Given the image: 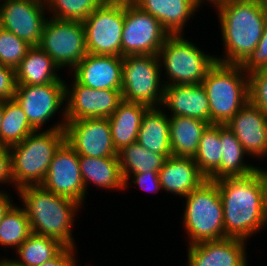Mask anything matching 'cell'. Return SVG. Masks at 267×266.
<instances>
[{
	"label": "cell",
	"mask_w": 267,
	"mask_h": 266,
	"mask_svg": "<svg viewBox=\"0 0 267 266\" xmlns=\"http://www.w3.org/2000/svg\"><path fill=\"white\" fill-rule=\"evenodd\" d=\"M162 70L158 55L123 57L122 99L149 107H160L165 87L161 79Z\"/></svg>",
	"instance_id": "cell-8"
},
{
	"label": "cell",
	"mask_w": 267,
	"mask_h": 266,
	"mask_svg": "<svg viewBox=\"0 0 267 266\" xmlns=\"http://www.w3.org/2000/svg\"><path fill=\"white\" fill-rule=\"evenodd\" d=\"M209 125V122L197 118L169 116L172 156L194 158L202 134Z\"/></svg>",
	"instance_id": "cell-28"
},
{
	"label": "cell",
	"mask_w": 267,
	"mask_h": 266,
	"mask_svg": "<svg viewBox=\"0 0 267 266\" xmlns=\"http://www.w3.org/2000/svg\"><path fill=\"white\" fill-rule=\"evenodd\" d=\"M6 191H0V222L5 216V214L10 210V208L14 205L12 204V200Z\"/></svg>",
	"instance_id": "cell-42"
},
{
	"label": "cell",
	"mask_w": 267,
	"mask_h": 266,
	"mask_svg": "<svg viewBox=\"0 0 267 266\" xmlns=\"http://www.w3.org/2000/svg\"><path fill=\"white\" fill-rule=\"evenodd\" d=\"M225 125L249 156H267V117L259 108L247 102Z\"/></svg>",
	"instance_id": "cell-17"
},
{
	"label": "cell",
	"mask_w": 267,
	"mask_h": 266,
	"mask_svg": "<svg viewBox=\"0 0 267 266\" xmlns=\"http://www.w3.org/2000/svg\"><path fill=\"white\" fill-rule=\"evenodd\" d=\"M63 121L51 128L29 134L22 142L10 147L11 171L16 191L27 186L42 185L50 163L59 147L65 142V108Z\"/></svg>",
	"instance_id": "cell-4"
},
{
	"label": "cell",
	"mask_w": 267,
	"mask_h": 266,
	"mask_svg": "<svg viewBox=\"0 0 267 266\" xmlns=\"http://www.w3.org/2000/svg\"><path fill=\"white\" fill-rule=\"evenodd\" d=\"M32 233L52 237L65 246L76 247L72 228L81 204L73 199L56 195L42 185L18 190Z\"/></svg>",
	"instance_id": "cell-3"
},
{
	"label": "cell",
	"mask_w": 267,
	"mask_h": 266,
	"mask_svg": "<svg viewBox=\"0 0 267 266\" xmlns=\"http://www.w3.org/2000/svg\"><path fill=\"white\" fill-rule=\"evenodd\" d=\"M258 1L267 10V0H258Z\"/></svg>",
	"instance_id": "cell-48"
},
{
	"label": "cell",
	"mask_w": 267,
	"mask_h": 266,
	"mask_svg": "<svg viewBox=\"0 0 267 266\" xmlns=\"http://www.w3.org/2000/svg\"><path fill=\"white\" fill-rule=\"evenodd\" d=\"M245 242L227 237L190 245L187 266H247Z\"/></svg>",
	"instance_id": "cell-18"
},
{
	"label": "cell",
	"mask_w": 267,
	"mask_h": 266,
	"mask_svg": "<svg viewBox=\"0 0 267 266\" xmlns=\"http://www.w3.org/2000/svg\"><path fill=\"white\" fill-rule=\"evenodd\" d=\"M32 46L0 26V64L16 69Z\"/></svg>",
	"instance_id": "cell-35"
},
{
	"label": "cell",
	"mask_w": 267,
	"mask_h": 266,
	"mask_svg": "<svg viewBox=\"0 0 267 266\" xmlns=\"http://www.w3.org/2000/svg\"><path fill=\"white\" fill-rule=\"evenodd\" d=\"M218 11L224 57L216 61L240 65L257 47L264 31L267 10L258 0H228L215 7Z\"/></svg>",
	"instance_id": "cell-2"
},
{
	"label": "cell",
	"mask_w": 267,
	"mask_h": 266,
	"mask_svg": "<svg viewBox=\"0 0 267 266\" xmlns=\"http://www.w3.org/2000/svg\"><path fill=\"white\" fill-rule=\"evenodd\" d=\"M172 155H161L152 152L139 143L135 142L123 147L118 151L120 170L125 182V189L128 188L130 175L146 172H159L166 159Z\"/></svg>",
	"instance_id": "cell-29"
},
{
	"label": "cell",
	"mask_w": 267,
	"mask_h": 266,
	"mask_svg": "<svg viewBox=\"0 0 267 266\" xmlns=\"http://www.w3.org/2000/svg\"><path fill=\"white\" fill-rule=\"evenodd\" d=\"M16 86L15 69L0 64V101L14 99Z\"/></svg>",
	"instance_id": "cell-38"
},
{
	"label": "cell",
	"mask_w": 267,
	"mask_h": 266,
	"mask_svg": "<svg viewBox=\"0 0 267 266\" xmlns=\"http://www.w3.org/2000/svg\"><path fill=\"white\" fill-rule=\"evenodd\" d=\"M65 142L79 156L118 157L108 118H87L66 122Z\"/></svg>",
	"instance_id": "cell-14"
},
{
	"label": "cell",
	"mask_w": 267,
	"mask_h": 266,
	"mask_svg": "<svg viewBox=\"0 0 267 266\" xmlns=\"http://www.w3.org/2000/svg\"><path fill=\"white\" fill-rule=\"evenodd\" d=\"M3 120V101H0V129Z\"/></svg>",
	"instance_id": "cell-46"
},
{
	"label": "cell",
	"mask_w": 267,
	"mask_h": 266,
	"mask_svg": "<svg viewBox=\"0 0 267 266\" xmlns=\"http://www.w3.org/2000/svg\"><path fill=\"white\" fill-rule=\"evenodd\" d=\"M150 107L148 105L122 100L108 118L112 140L116 151L137 142L142 118Z\"/></svg>",
	"instance_id": "cell-23"
},
{
	"label": "cell",
	"mask_w": 267,
	"mask_h": 266,
	"mask_svg": "<svg viewBox=\"0 0 267 266\" xmlns=\"http://www.w3.org/2000/svg\"><path fill=\"white\" fill-rule=\"evenodd\" d=\"M59 66L39 46H32L15 69L17 85H44L61 80Z\"/></svg>",
	"instance_id": "cell-24"
},
{
	"label": "cell",
	"mask_w": 267,
	"mask_h": 266,
	"mask_svg": "<svg viewBox=\"0 0 267 266\" xmlns=\"http://www.w3.org/2000/svg\"><path fill=\"white\" fill-rule=\"evenodd\" d=\"M13 185L10 147L0 145V184Z\"/></svg>",
	"instance_id": "cell-41"
},
{
	"label": "cell",
	"mask_w": 267,
	"mask_h": 266,
	"mask_svg": "<svg viewBox=\"0 0 267 266\" xmlns=\"http://www.w3.org/2000/svg\"><path fill=\"white\" fill-rule=\"evenodd\" d=\"M75 247L65 246L56 256L40 266H77Z\"/></svg>",
	"instance_id": "cell-40"
},
{
	"label": "cell",
	"mask_w": 267,
	"mask_h": 266,
	"mask_svg": "<svg viewBox=\"0 0 267 266\" xmlns=\"http://www.w3.org/2000/svg\"><path fill=\"white\" fill-rule=\"evenodd\" d=\"M132 178V183L142 189H145V191L147 190L149 192L157 193L160 189L162 190L158 172L133 174Z\"/></svg>",
	"instance_id": "cell-39"
},
{
	"label": "cell",
	"mask_w": 267,
	"mask_h": 266,
	"mask_svg": "<svg viewBox=\"0 0 267 266\" xmlns=\"http://www.w3.org/2000/svg\"><path fill=\"white\" fill-rule=\"evenodd\" d=\"M121 56L93 55L86 56L72 69L73 79L87 87L103 90H121Z\"/></svg>",
	"instance_id": "cell-19"
},
{
	"label": "cell",
	"mask_w": 267,
	"mask_h": 266,
	"mask_svg": "<svg viewBox=\"0 0 267 266\" xmlns=\"http://www.w3.org/2000/svg\"><path fill=\"white\" fill-rule=\"evenodd\" d=\"M72 84V87H68L67 84L65 87L66 122L87 118H109L123 100L121 90L93 89L79 84L75 79Z\"/></svg>",
	"instance_id": "cell-15"
},
{
	"label": "cell",
	"mask_w": 267,
	"mask_h": 266,
	"mask_svg": "<svg viewBox=\"0 0 267 266\" xmlns=\"http://www.w3.org/2000/svg\"><path fill=\"white\" fill-rule=\"evenodd\" d=\"M164 107H150L143 115L137 143L161 155H172L169 115Z\"/></svg>",
	"instance_id": "cell-26"
},
{
	"label": "cell",
	"mask_w": 267,
	"mask_h": 266,
	"mask_svg": "<svg viewBox=\"0 0 267 266\" xmlns=\"http://www.w3.org/2000/svg\"><path fill=\"white\" fill-rule=\"evenodd\" d=\"M171 111L170 116L197 118L210 123V106L202 84L171 85L164 87L161 106Z\"/></svg>",
	"instance_id": "cell-20"
},
{
	"label": "cell",
	"mask_w": 267,
	"mask_h": 266,
	"mask_svg": "<svg viewBox=\"0 0 267 266\" xmlns=\"http://www.w3.org/2000/svg\"><path fill=\"white\" fill-rule=\"evenodd\" d=\"M202 85L209 101L210 124H227L249 102V75L240 65L216 62Z\"/></svg>",
	"instance_id": "cell-5"
},
{
	"label": "cell",
	"mask_w": 267,
	"mask_h": 266,
	"mask_svg": "<svg viewBox=\"0 0 267 266\" xmlns=\"http://www.w3.org/2000/svg\"><path fill=\"white\" fill-rule=\"evenodd\" d=\"M39 47L60 69H73L87 54L85 28L81 21L47 18ZM65 66V67H64Z\"/></svg>",
	"instance_id": "cell-9"
},
{
	"label": "cell",
	"mask_w": 267,
	"mask_h": 266,
	"mask_svg": "<svg viewBox=\"0 0 267 266\" xmlns=\"http://www.w3.org/2000/svg\"><path fill=\"white\" fill-rule=\"evenodd\" d=\"M45 10V0H3L0 2V26L29 45L39 46L47 20Z\"/></svg>",
	"instance_id": "cell-12"
},
{
	"label": "cell",
	"mask_w": 267,
	"mask_h": 266,
	"mask_svg": "<svg viewBox=\"0 0 267 266\" xmlns=\"http://www.w3.org/2000/svg\"><path fill=\"white\" fill-rule=\"evenodd\" d=\"M66 82L47 83L44 85H17L14 95L16 102L22 107L30 125L35 130H42L44 123L66 105Z\"/></svg>",
	"instance_id": "cell-13"
},
{
	"label": "cell",
	"mask_w": 267,
	"mask_h": 266,
	"mask_svg": "<svg viewBox=\"0 0 267 266\" xmlns=\"http://www.w3.org/2000/svg\"><path fill=\"white\" fill-rule=\"evenodd\" d=\"M186 200L183 223L189 245L227 238L224 212L215 181L206 180L184 197Z\"/></svg>",
	"instance_id": "cell-6"
},
{
	"label": "cell",
	"mask_w": 267,
	"mask_h": 266,
	"mask_svg": "<svg viewBox=\"0 0 267 266\" xmlns=\"http://www.w3.org/2000/svg\"><path fill=\"white\" fill-rule=\"evenodd\" d=\"M132 1L133 0H101L103 4H125Z\"/></svg>",
	"instance_id": "cell-44"
},
{
	"label": "cell",
	"mask_w": 267,
	"mask_h": 266,
	"mask_svg": "<svg viewBox=\"0 0 267 266\" xmlns=\"http://www.w3.org/2000/svg\"><path fill=\"white\" fill-rule=\"evenodd\" d=\"M35 131L30 125L22 107L15 99L3 101L0 145L11 147L22 142L29 134Z\"/></svg>",
	"instance_id": "cell-31"
},
{
	"label": "cell",
	"mask_w": 267,
	"mask_h": 266,
	"mask_svg": "<svg viewBox=\"0 0 267 266\" xmlns=\"http://www.w3.org/2000/svg\"><path fill=\"white\" fill-rule=\"evenodd\" d=\"M42 186L81 205L85 202L86 191L80 172L79 155L67 142L54 154Z\"/></svg>",
	"instance_id": "cell-16"
},
{
	"label": "cell",
	"mask_w": 267,
	"mask_h": 266,
	"mask_svg": "<svg viewBox=\"0 0 267 266\" xmlns=\"http://www.w3.org/2000/svg\"><path fill=\"white\" fill-rule=\"evenodd\" d=\"M184 34L169 35L159 50L158 57L168 81L164 86L202 84L208 70L217 62L216 56L205 54ZM165 82V83H164Z\"/></svg>",
	"instance_id": "cell-7"
},
{
	"label": "cell",
	"mask_w": 267,
	"mask_h": 266,
	"mask_svg": "<svg viewBox=\"0 0 267 266\" xmlns=\"http://www.w3.org/2000/svg\"><path fill=\"white\" fill-rule=\"evenodd\" d=\"M208 2H210V4H214L213 6L216 7L221 3L227 2L228 0H207ZM205 2L204 0H196V3L198 4V6L200 7V5Z\"/></svg>",
	"instance_id": "cell-43"
},
{
	"label": "cell",
	"mask_w": 267,
	"mask_h": 266,
	"mask_svg": "<svg viewBox=\"0 0 267 266\" xmlns=\"http://www.w3.org/2000/svg\"><path fill=\"white\" fill-rule=\"evenodd\" d=\"M170 34L151 14L133 2L124 4V27L121 57L128 55H158Z\"/></svg>",
	"instance_id": "cell-10"
},
{
	"label": "cell",
	"mask_w": 267,
	"mask_h": 266,
	"mask_svg": "<svg viewBox=\"0 0 267 266\" xmlns=\"http://www.w3.org/2000/svg\"><path fill=\"white\" fill-rule=\"evenodd\" d=\"M158 174L162 190L181 197L207 180L192 157L169 156Z\"/></svg>",
	"instance_id": "cell-21"
},
{
	"label": "cell",
	"mask_w": 267,
	"mask_h": 266,
	"mask_svg": "<svg viewBox=\"0 0 267 266\" xmlns=\"http://www.w3.org/2000/svg\"><path fill=\"white\" fill-rule=\"evenodd\" d=\"M224 212L228 238L247 241L267 224V193L260 170L246 176L225 177L215 181Z\"/></svg>",
	"instance_id": "cell-1"
},
{
	"label": "cell",
	"mask_w": 267,
	"mask_h": 266,
	"mask_svg": "<svg viewBox=\"0 0 267 266\" xmlns=\"http://www.w3.org/2000/svg\"><path fill=\"white\" fill-rule=\"evenodd\" d=\"M47 13L52 12L53 18L83 22L96 8L103 3L101 0H45Z\"/></svg>",
	"instance_id": "cell-34"
},
{
	"label": "cell",
	"mask_w": 267,
	"mask_h": 266,
	"mask_svg": "<svg viewBox=\"0 0 267 266\" xmlns=\"http://www.w3.org/2000/svg\"><path fill=\"white\" fill-rule=\"evenodd\" d=\"M141 10L151 14L170 35L184 33V25L199 6L196 0H133Z\"/></svg>",
	"instance_id": "cell-22"
},
{
	"label": "cell",
	"mask_w": 267,
	"mask_h": 266,
	"mask_svg": "<svg viewBox=\"0 0 267 266\" xmlns=\"http://www.w3.org/2000/svg\"><path fill=\"white\" fill-rule=\"evenodd\" d=\"M222 144L219 125L210 124L203 132L194 161L201 173L208 179L220 166Z\"/></svg>",
	"instance_id": "cell-32"
},
{
	"label": "cell",
	"mask_w": 267,
	"mask_h": 266,
	"mask_svg": "<svg viewBox=\"0 0 267 266\" xmlns=\"http://www.w3.org/2000/svg\"><path fill=\"white\" fill-rule=\"evenodd\" d=\"M0 266H12V265L3 258L2 260L0 259Z\"/></svg>",
	"instance_id": "cell-47"
},
{
	"label": "cell",
	"mask_w": 267,
	"mask_h": 266,
	"mask_svg": "<svg viewBox=\"0 0 267 266\" xmlns=\"http://www.w3.org/2000/svg\"><path fill=\"white\" fill-rule=\"evenodd\" d=\"M65 247L59 240L31 233L16 249L19 260L5 258L12 266H40Z\"/></svg>",
	"instance_id": "cell-30"
},
{
	"label": "cell",
	"mask_w": 267,
	"mask_h": 266,
	"mask_svg": "<svg viewBox=\"0 0 267 266\" xmlns=\"http://www.w3.org/2000/svg\"><path fill=\"white\" fill-rule=\"evenodd\" d=\"M249 102L267 117V69L249 74Z\"/></svg>",
	"instance_id": "cell-36"
},
{
	"label": "cell",
	"mask_w": 267,
	"mask_h": 266,
	"mask_svg": "<svg viewBox=\"0 0 267 266\" xmlns=\"http://www.w3.org/2000/svg\"><path fill=\"white\" fill-rule=\"evenodd\" d=\"M87 53L121 56L124 4H102L83 22Z\"/></svg>",
	"instance_id": "cell-11"
},
{
	"label": "cell",
	"mask_w": 267,
	"mask_h": 266,
	"mask_svg": "<svg viewBox=\"0 0 267 266\" xmlns=\"http://www.w3.org/2000/svg\"><path fill=\"white\" fill-rule=\"evenodd\" d=\"M79 166L86 195L88 183L109 190L125 189L118 157L79 156Z\"/></svg>",
	"instance_id": "cell-25"
},
{
	"label": "cell",
	"mask_w": 267,
	"mask_h": 266,
	"mask_svg": "<svg viewBox=\"0 0 267 266\" xmlns=\"http://www.w3.org/2000/svg\"><path fill=\"white\" fill-rule=\"evenodd\" d=\"M219 137L222 144L221 163L208 180L216 181L225 177L246 176L259 169V167L245 163L243 158L249 155L226 125H219Z\"/></svg>",
	"instance_id": "cell-27"
},
{
	"label": "cell",
	"mask_w": 267,
	"mask_h": 266,
	"mask_svg": "<svg viewBox=\"0 0 267 266\" xmlns=\"http://www.w3.org/2000/svg\"><path fill=\"white\" fill-rule=\"evenodd\" d=\"M240 67L248 75L257 70L267 69V19L257 47L240 64Z\"/></svg>",
	"instance_id": "cell-37"
},
{
	"label": "cell",
	"mask_w": 267,
	"mask_h": 266,
	"mask_svg": "<svg viewBox=\"0 0 267 266\" xmlns=\"http://www.w3.org/2000/svg\"><path fill=\"white\" fill-rule=\"evenodd\" d=\"M31 233L24 208L13 205L0 222V246L17 249Z\"/></svg>",
	"instance_id": "cell-33"
},
{
	"label": "cell",
	"mask_w": 267,
	"mask_h": 266,
	"mask_svg": "<svg viewBox=\"0 0 267 266\" xmlns=\"http://www.w3.org/2000/svg\"><path fill=\"white\" fill-rule=\"evenodd\" d=\"M259 170L262 174V176L264 177V180H265V184H266V193H267V169L266 170H262V168L259 167Z\"/></svg>",
	"instance_id": "cell-45"
}]
</instances>
